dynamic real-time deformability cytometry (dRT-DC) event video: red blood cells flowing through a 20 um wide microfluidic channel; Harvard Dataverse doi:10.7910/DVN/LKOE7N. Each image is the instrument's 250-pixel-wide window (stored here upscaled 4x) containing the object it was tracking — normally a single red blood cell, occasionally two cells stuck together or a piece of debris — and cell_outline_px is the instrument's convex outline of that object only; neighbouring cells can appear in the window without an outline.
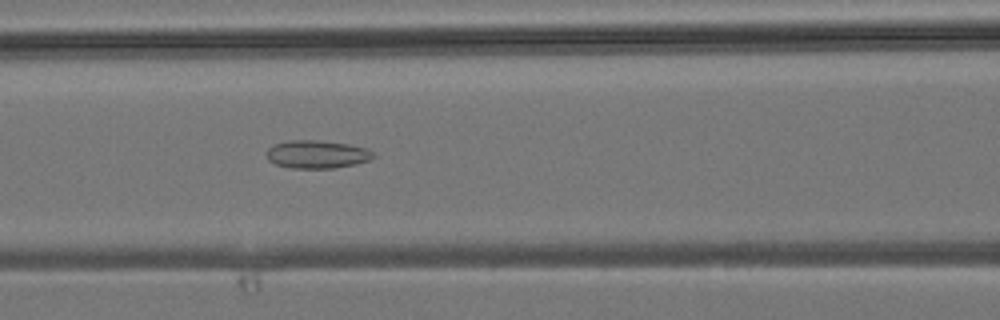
{"species": "common noctule bat (a hibernating species)", "species_latin": "Nyctalus noctula", "temperature_condition": "room temperature", "stored_images_in_passage": 45, "camera_frame_rate_fps": 3000, "um_per_image_px": 0.085, "animal": {"sex": "male", "body_mass_g": 19.2, "forearm_length_mm": 51.8}, "frame": {"image": 1, "passage_image": 19, "time_ms": 6.0, "image_size_px": [1000, 320], "cell_outline_px": [[376, 156], [368, 160], [356, 164], [332, 168], [292, 168], [276, 164], [268, 160], [268, 148], [276, 144], [288, 140], [320, 140], [348, 144], [368, 148], [376, 152]], "centroid_in_image_um": [27.0, 13.11], "position_along_channel_um": 139.6, "area_um2": 17.46}}
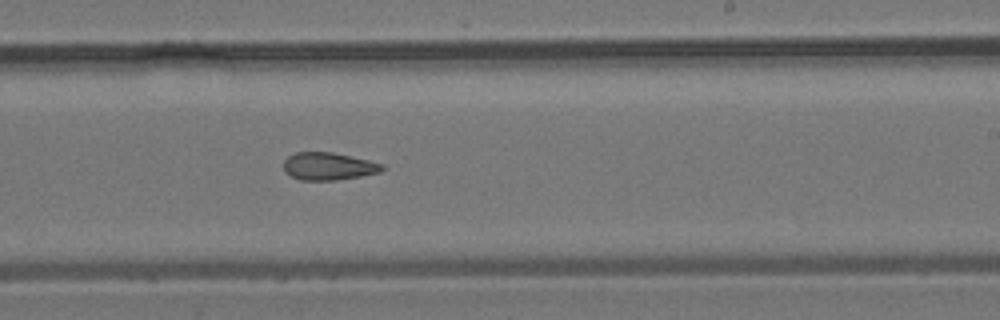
{"frame": {"image": 2, "passage_image": 27, "time_ms": 8.667, "image_size_px": [1000, 320], "cell_outline_px": [[384, 168], [380, 172], [360, 176], [336, 180], [300, 180], [284, 172], [284, 160], [288, 156], [296, 152], [332, 152], [368, 160], [384, 164]], "centroid_in_image_um": [27.9, 14.13], "position_along_channel_um": 261.1, "area_um2": 15.78}}
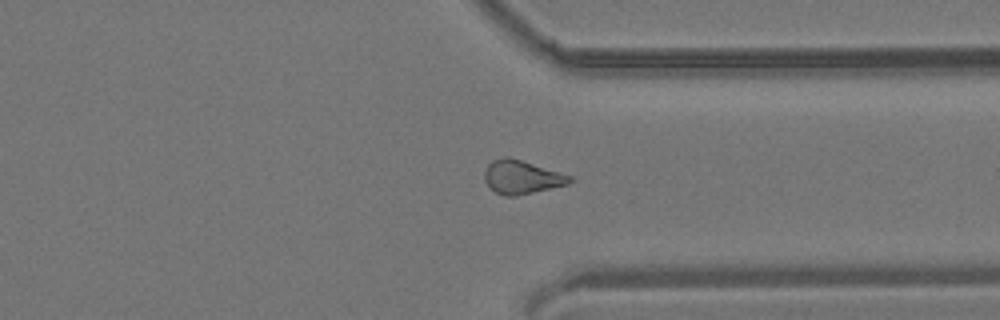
{"frame": {"image": 3, "passage_image": 34, "time_ms": 11.0, "image_size_px": [1000, 320], "cell_outline_px": [[576, 180], [568, 184], [516, 196], [504, 196], [488, 188], [484, 180], [484, 172], [488, 164], [492, 160], [504, 156], [508, 156], [560, 172], [572, 176]], "centroid_in_image_um": [44.33, 15.05], "position_along_channel_um": 367.1, "area_um2": 16.82}}